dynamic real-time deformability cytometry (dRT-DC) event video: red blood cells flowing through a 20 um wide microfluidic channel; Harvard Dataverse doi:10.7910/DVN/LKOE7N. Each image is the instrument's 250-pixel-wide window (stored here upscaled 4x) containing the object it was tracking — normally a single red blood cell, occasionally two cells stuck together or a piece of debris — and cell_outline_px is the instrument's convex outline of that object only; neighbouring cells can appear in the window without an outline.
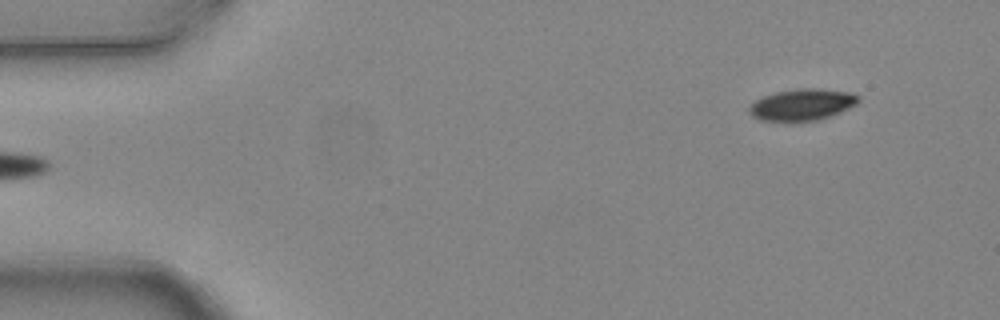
{"species": "common noctule bat (a hibernating species)", "species_latin": "Nyctalus noctula", "temperature_condition": "warm", "stored_images_in_passage": 6, "segment_of_instrument_passage": [2, 2], "camera_frame_rate_fps": 3000, "um_per_image_px": 0.085, "animal": {"sex": "female", "body_mass_g": 24.6, "forearm_length_mm": 56.2}, "frame": {"image": 1, "passage_image": 6, "time_ms": 1.667, "image_size_px": [1000, 320], "cell_outline_px": [[860, 100], [856, 104], [840, 112], [820, 120], [760, 120], [752, 116], [748, 112], [748, 108], [756, 100], [764, 96], [776, 92], [800, 88], [820, 88], [852, 92], [860, 96]], "centroid_in_image_um": [68.22, 8.87], "position_along_channel_um": 16.8, "area_um2": 19.94}}